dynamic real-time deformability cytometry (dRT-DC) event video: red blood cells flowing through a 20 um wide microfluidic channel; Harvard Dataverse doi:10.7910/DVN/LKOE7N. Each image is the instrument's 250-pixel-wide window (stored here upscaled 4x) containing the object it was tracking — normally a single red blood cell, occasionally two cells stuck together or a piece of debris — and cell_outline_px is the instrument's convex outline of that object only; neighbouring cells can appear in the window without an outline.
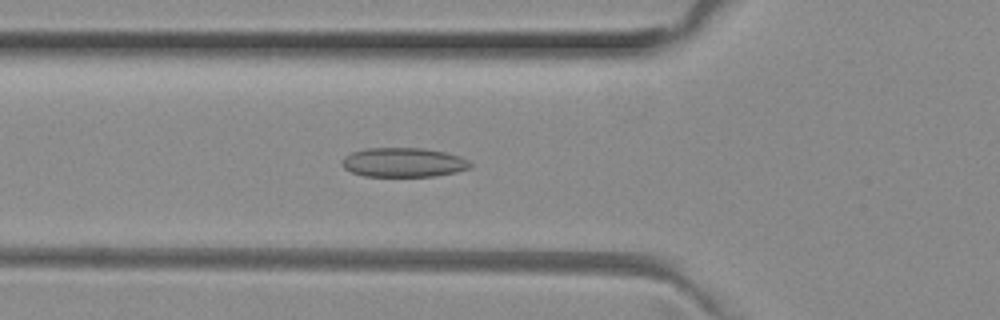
{"species": "common noctule bat (a hibernating species)", "species_latin": "Nyctalus noctula", "temperature_condition": "room temperature", "stored_images_in_passage": 36, "camera_frame_rate_fps": 3000, "um_per_image_px": 0.085, "animal": {"sex": "female", "body_mass_g": 29.2, "forearm_length_mm": 56.3}, "frame": {"image": 1, "passage_image": 13, "time_ms": 4.0, "image_size_px": [1000, 320], "cell_outline_px": [[472, 168], [456, 172], [436, 176], [364, 176], [352, 172], [344, 168], [340, 164], [340, 160], [344, 156], [352, 152], [364, 148], [420, 148], [444, 152], [460, 156], [468, 160], [472, 164]], "centroid_in_image_um": [34.28, 13.8], "position_along_channel_um": 91.5, "area_um2": 22.08}}
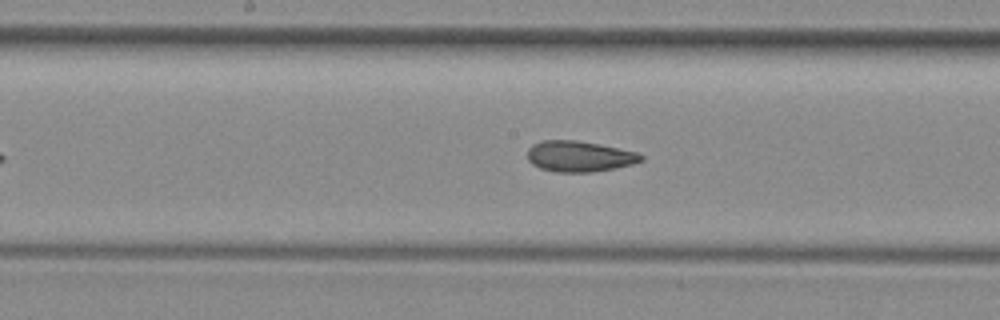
{"frame": {"image": 2, "passage_image": 21, "time_ms": 6.667, "image_size_px": [1000, 320], "cell_outline_px": [[644, 160], [632, 164], [592, 172], [556, 172], [540, 168], [532, 164], [528, 160], [528, 148], [532, 144], [540, 140], [576, 140], [600, 144], [636, 152], [644, 156]], "centroid_in_image_um": [49.21, 13.28], "position_along_channel_um": 199.0, "area_um2": 20.4}}
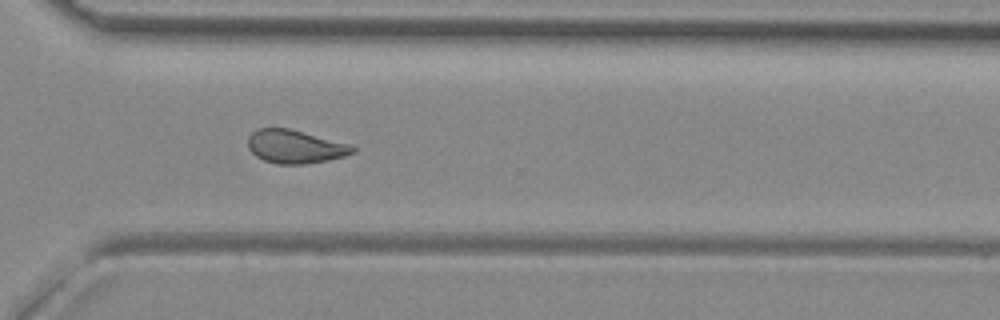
{"frame": {"image": 3, "passage_image": 32, "time_ms": 10.333, "image_size_px": [1000, 320], "cell_outline_px": [[356, 152], [344, 156], [328, 160], [304, 164], [276, 164], [264, 160], [256, 156], [248, 148], [248, 136], [256, 128], [288, 128], [352, 144], [356, 148]], "centroid_in_image_um": [25.1, 12.46], "position_along_channel_um": 345.5, "area_um2": 20.52}, "authors_computed_cell_mechanics": {"area_um2": 20.6346, "velocity_mm_per_s": 4.0088, "shape_relaxation_time_tau1_ms": null, "shape_relaxation_time_tau2_ms": 2.2785, "deformation_change_tau1": null, "deformation_change_tau2": 0.085}}